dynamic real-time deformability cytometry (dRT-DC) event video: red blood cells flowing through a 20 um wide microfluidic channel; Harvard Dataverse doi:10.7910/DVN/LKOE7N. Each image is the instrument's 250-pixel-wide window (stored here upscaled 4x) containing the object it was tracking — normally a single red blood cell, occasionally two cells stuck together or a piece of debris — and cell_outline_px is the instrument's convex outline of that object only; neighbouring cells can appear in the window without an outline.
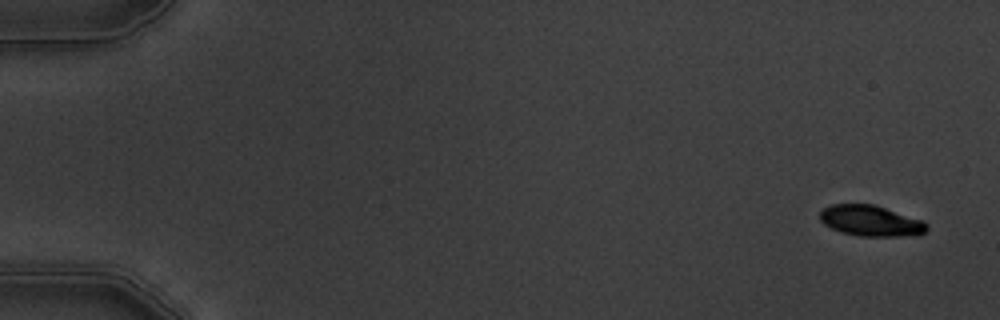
{"species": "common noctule bat (a hibernating species)", "species_latin": "Nyctalus noctula", "temperature_condition": "warm", "stored_images_in_passage": 6, "camera_frame_rate_fps": 3000, "um_per_image_px": 0.085, "animal": {"sex": "male", "body_mass_g": 19.5, "forearm_length_mm": 54.6}, "frame": {"image": 1, "passage_image": 1, "time_ms": 0.0, "image_size_px": [1000, 320], "cell_outline_px": [[928, 228], [924, 232], [900, 236], [860, 236], [840, 232], [824, 224], [820, 220], [820, 212], [824, 208], [832, 204], [872, 204], [924, 220], [928, 224]], "centroid_in_image_um": [74.0, 18.76], "position_along_channel_um": 11.0, "area_um2": 19.02}}
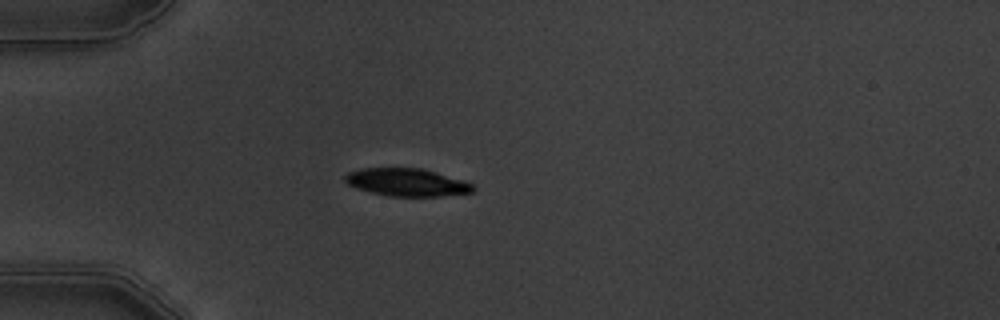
{"frame": {"image": 2, "passage_image": 5, "time_ms": 4.667, "image_size_px": [1000, 320], "cell_outline_px": [[476, 188], [472, 192], [440, 196], [392, 196], [372, 192], [356, 188], [348, 184], [344, 180], [344, 176], [348, 172], [360, 168], [420, 168], [464, 180], [472, 184]], "centroid_in_image_um": [34.57, 15.49], "position_along_channel_um": 50.4, "area_um2": 20.52}}